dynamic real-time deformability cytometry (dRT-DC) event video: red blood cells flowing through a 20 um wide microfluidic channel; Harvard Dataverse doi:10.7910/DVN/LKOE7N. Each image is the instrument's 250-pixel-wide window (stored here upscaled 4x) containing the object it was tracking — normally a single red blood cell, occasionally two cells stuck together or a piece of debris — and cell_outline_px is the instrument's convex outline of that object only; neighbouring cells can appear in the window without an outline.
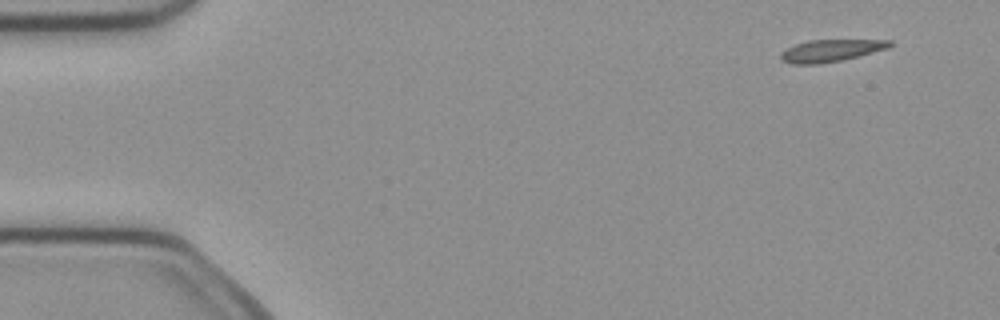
{"species": "common noctule bat (a hibernating species)", "species_latin": "Nyctalus noctula", "temperature_condition": "cold", "stored_images_in_passage": 5, "camera_frame_rate_fps": 3000, "um_per_image_px": 0.085, "animal": {"sex": "female", "body_mass_g": 21.9}, "frame": {"image": 1, "passage_image": 1, "time_ms": 0.0, "image_size_px": [1000, 320], "cell_outline_px": [[892, 44], [888, 48], [840, 60], [816, 64], [792, 64], [780, 60], [780, 52], [796, 44], [808, 40], [892, 40]], "centroid_in_image_um": [70.57, 4.29], "position_along_channel_um": 14.4, "area_um2": 13.81}}
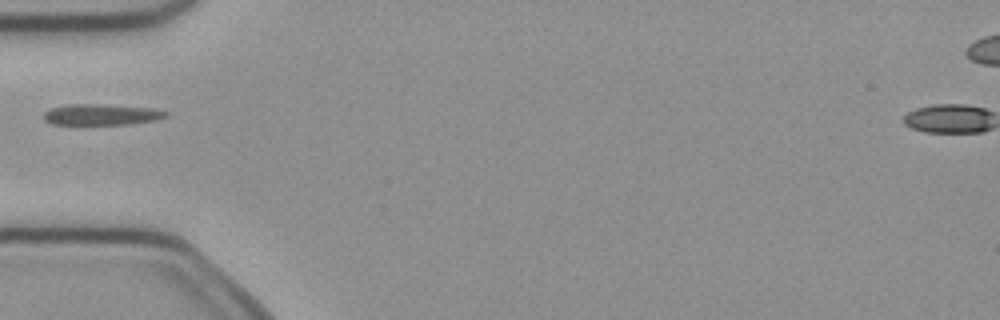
{"frame": {"image": 2, "passage_image": 4, "time_ms": 1.0, "image_size_px": [1000, 320], "cell_outline_px": [[168, 116], [156, 120], [128, 124], [52, 124], [44, 120], [44, 112], [48, 108], [68, 104], [96, 104], [152, 108], [168, 112]], "centroid_in_image_um": [8.59, 9.73], "position_along_channel_um": 76.4, "area_um2": 14.91}}